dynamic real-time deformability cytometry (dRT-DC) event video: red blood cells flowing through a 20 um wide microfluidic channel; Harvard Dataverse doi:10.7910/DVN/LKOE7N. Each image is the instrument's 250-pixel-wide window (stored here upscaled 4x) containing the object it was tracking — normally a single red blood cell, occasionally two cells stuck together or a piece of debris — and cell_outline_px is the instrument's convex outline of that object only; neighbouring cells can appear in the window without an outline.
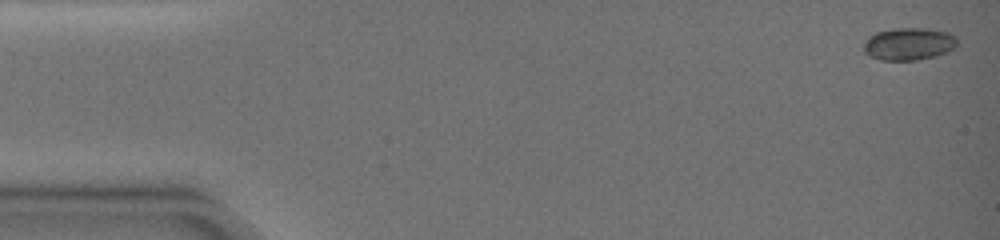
{"species": "common noctule bat (a hibernating species)", "species_latin": "Nyctalus noctula", "temperature_condition": "warm", "stored_images_in_passage": 11, "camera_frame_rate_fps": 3000, "um_per_image_px": 0.085, "animal": {"sex": "female", "body_mass_g": 19.0, "forearm_length_mm": 51.5}, "frame": {"image": 1, "passage_image": 1, "time_ms": 0.0, "image_size_px": [1000, 240], "cell_outline_px": [[956, 48], [932, 56], [916, 60], [880, 60], [868, 56], [864, 52], [864, 44], [876, 32], [896, 28], [924, 28], [948, 32], [956, 36]], "centroid_in_image_um": [77.25, 3.73], "position_along_channel_um": 7.8, "area_um2": 17.46}}
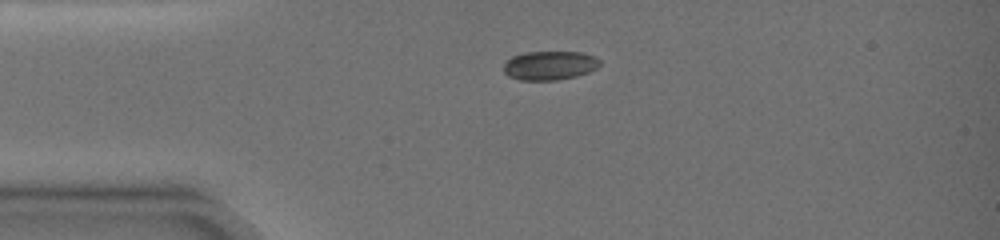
{"frame": {"image": 2, "passage_image": 10, "time_ms": 3.667, "image_size_px": [1000, 240], "cell_outline_px": [[600, 64], [596, 68], [588, 72], [576, 76], [556, 80], [520, 80], [508, 76], [504, 72], [504, 64], [512, 56], [528, 52], [580, 52], [596, 56], [600, 60]], "centroid_in_image_um": [46.73, 5.56], "position_along_channel_um": 38.3, "area_um2": 16.18}}